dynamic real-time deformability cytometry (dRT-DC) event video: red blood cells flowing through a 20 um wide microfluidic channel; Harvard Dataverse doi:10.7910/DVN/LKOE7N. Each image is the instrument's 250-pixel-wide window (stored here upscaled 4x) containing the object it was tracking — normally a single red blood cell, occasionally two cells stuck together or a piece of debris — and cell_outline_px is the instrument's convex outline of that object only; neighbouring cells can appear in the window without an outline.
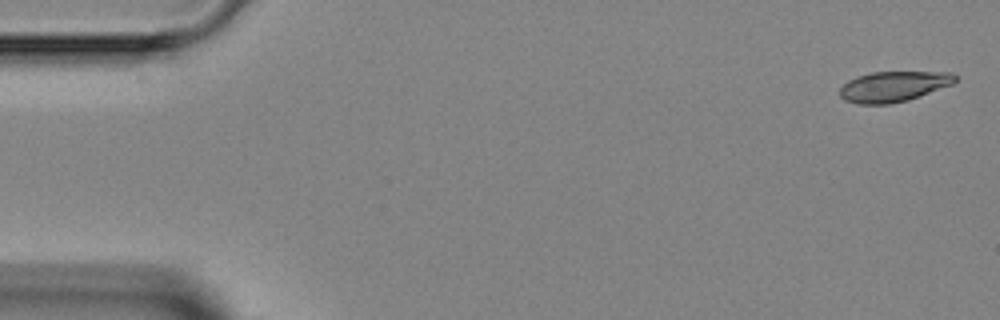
{"species": "Egyptian fruit bat (a non-hibernating species)", "species_latin": "Rousettus aegyptiacus", "temperature_condition": "room temperature", "stored_images_in_passage": 7, "camera_frame_rate_fps": 3000, "um_per_image_px": 0.085, "animal": {"sex": "female"}, "frame": {"image": 1, "passage_image": 1, "time_ms": 0.0, "image_size_px": [1000, 320], "cell_outline_px": [[956, 80], [952, 84], [920, 96], [908, 100], [888, 104], [856, 104], [844, 100], [840, 96], [840, 88], [848, 80], [856, 76], [872, 72], [952, 72], [956, 76]], "centroid_in_image_um": [75.92, 7.35], "position_along_channel_um": 9.1, "area_um2": 20.46}}
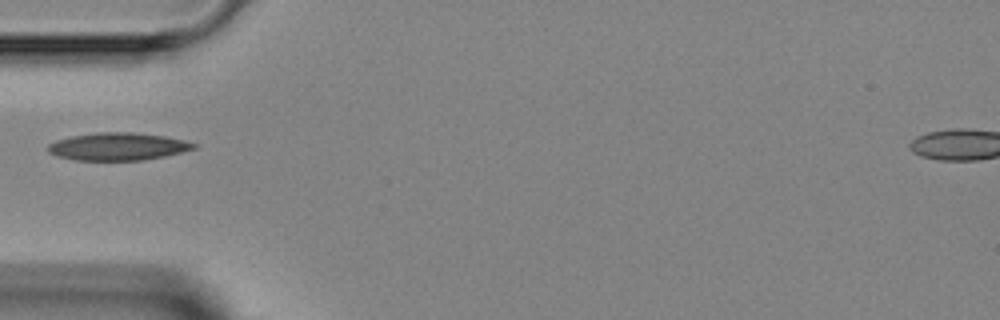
{"frame": {"image": 2, "passage_image": 5, "time_ms": 4.667, "image_size_px": [1000, 320], "cell_outline_px": [[200, 144], [196, 148], [164, 156], [144, 160], [76, 160], [56, 156], [48, 152], [48, 144], [56, 140], [72, 136], [96, 132], [132, 132], [164, 136], [184, 140]], "centroid_in_image_um": [10.02, 12.45], "position_along_channel_um": 75.0, "area_um2": 23.47}}
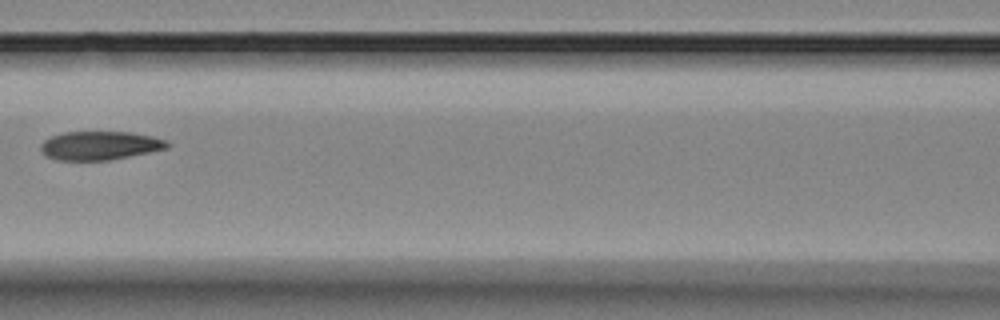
{"frame": {"image": 3, "passage_image": 7, "time_ms": 6.667, "image_size_px": [1000, 320], "cell_outline_px": [[172, 144], [168, 148], [108, 160], [56, 160], [44, 156], [40, 152], [40, 144], [44, 140], [52, 136], [64, 132], [132, 132], [152, 136], [168, 140]], "centroid_in_image_um": [8.47, 12.37], "position_along_channel_um": 158.1, "area_um2": 21.27}}